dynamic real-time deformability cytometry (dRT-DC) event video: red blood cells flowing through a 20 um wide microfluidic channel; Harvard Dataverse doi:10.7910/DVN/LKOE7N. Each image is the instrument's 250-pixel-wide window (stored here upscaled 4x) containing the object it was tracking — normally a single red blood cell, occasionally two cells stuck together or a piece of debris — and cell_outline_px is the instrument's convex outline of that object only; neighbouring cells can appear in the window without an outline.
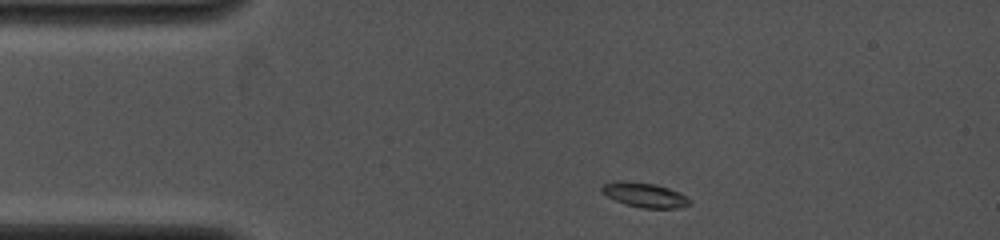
{"species": "common noctule bat (a hibernating species)", "species_latin": "Nyctalus noctula", "temperature_condition": "cold", "stored_images_in_passage": 47, "camera_frame_rate_fps": 4000, "um_per_image_px": 0.085, "animal": {"sex": "female", "body_mass_g": 19.0, "forearm_length_mm": 53.3}, "frame": {"image": 1, "passage_image": 1, "time_ms": 0.0, "image_size_px": [1000, 240], "cell_outline_px": [[692, 204], [676, 208], [644, 208], [624, 204], [600, 192], [600, 188], [604, 184], [616, 180], [620, 180], [656, 184], [680, 192], [692, 200]], "centroid_in_image_um": [54.8, 16.56], "position_along_channel_um": 30.2, "area_um2": 12.72}}
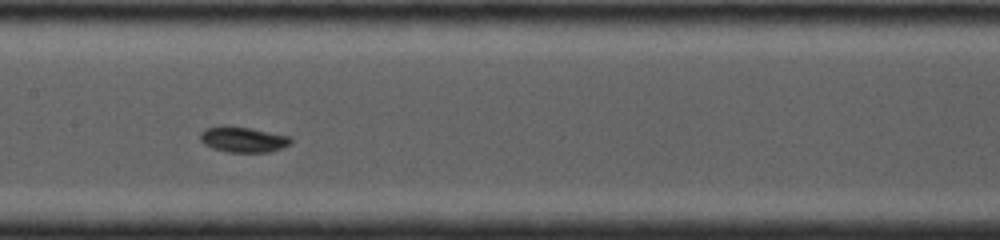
{"frame": {"image": 2, "passage_image": 22, "time_ms": 4.75, "image_size_px": [1000, 240], "cell_outline_px": [[292, 144], [268, 152], [228, 152], [212, 148], [204, 144], [200, 140], [200, 132], [208, 128], [224, 124], [248, 128], [292, 136]], "centroid_in_image_um": [20.66, 11.85], "position_along_channel_um": 186.7, "area_um2": 13.58}}
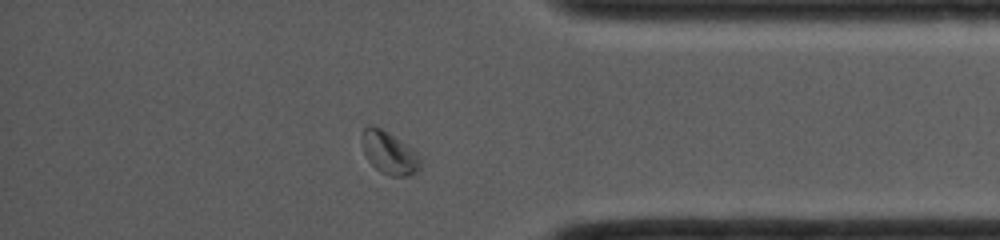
{"frame": {"image": 3, "passage_image": 41, "time_ms": 10.0, "image_size_px": [1000, 240], "cell_outline_px": [[420, 168], [416, 172], [408, 176], [388, 176], [380, 172], [368, 160], [364, 152], [360, 140], [360, 136], [364, 128], [368, 124], [372, 124], [388, 132], [412, 148], [416, 152], [420, 160]], "centroid_in_image_um": [33.04, 12.97], "position_along_channel_um": 402.2, "area_um2": 14.62}}